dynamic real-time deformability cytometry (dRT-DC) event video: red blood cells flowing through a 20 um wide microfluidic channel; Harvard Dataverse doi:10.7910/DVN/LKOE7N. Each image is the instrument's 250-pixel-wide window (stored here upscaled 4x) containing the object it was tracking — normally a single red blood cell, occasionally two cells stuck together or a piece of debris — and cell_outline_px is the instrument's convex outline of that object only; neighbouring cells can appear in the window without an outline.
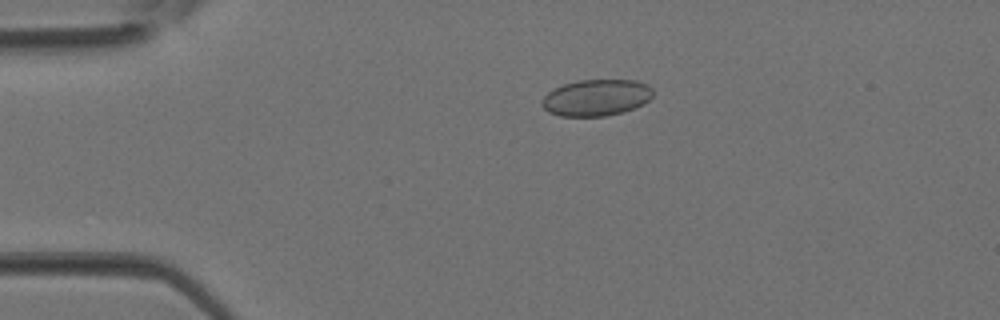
{"species": "Egyptian fruit bat (a non-hibernating species)", "species_latin": "Rousettus aegyptiacus", "temperature_condition": "room temperature", "stored_images_in_passage": 3, "camera_frame_rate_fps": 3000, "um_per_image_px": 0.085, "animal": {"sex": "female"}, "frame": {"image": 1, "passage_image": 3, "time_ms": 0.667, "image_size_px": [1000, 320], "cell_outline_px": [[652, 96], [644, 104], [624, 112], [604, 116], [560, 116], [548, 112], [540, 104], [544, 96], [548, 92], [564, 84], [580, 80], [636, 80], [648, 84], [652, 88]], "centroid_in_image_um": [50.7, 8.3], "position_along_channel_um": 34.3, "area_um2": 23.64}}